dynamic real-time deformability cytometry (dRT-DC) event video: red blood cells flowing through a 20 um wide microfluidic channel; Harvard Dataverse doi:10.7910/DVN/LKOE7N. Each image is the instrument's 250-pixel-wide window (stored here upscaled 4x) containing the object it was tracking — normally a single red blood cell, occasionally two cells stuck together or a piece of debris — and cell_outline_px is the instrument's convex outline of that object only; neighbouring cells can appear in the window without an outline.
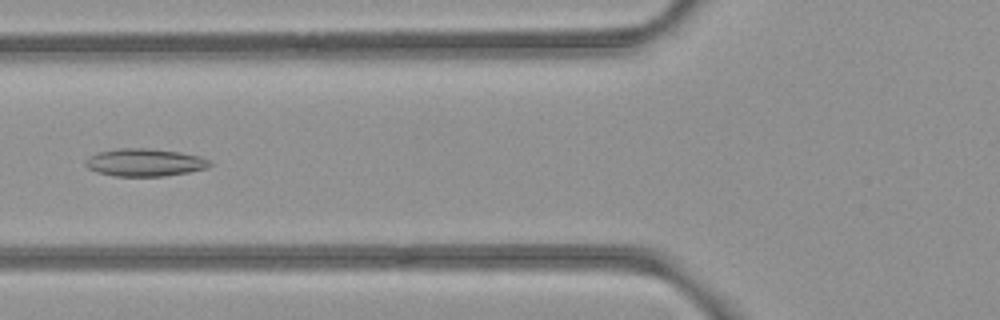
{"species": "common noctule bat (a hibernating species)", "species_latin": "Nyctalus noctula", "temperature_condition": "room temperature", "stored_images_in_passage": 6, "camera_frame_rate_fps": 3000, "um_per_image_px": 0.085, "animal": {"sex": "female", "body_mass_g": 21.9}, "frame": {"image": 1, "passage_image": 5, "time_ms": 1.333, "image_size_px": [1000, 320], "cell_outline_px": [[212, 164], [208, 168], [188, 172], [164, 176], [112, 176], [96, 172], [88, 168], [84, 164], [84, 160], [100, 152], [116, 148], [144, 148], [176, 152], [200, 156], [208, 160]], "centroid_in_image_um": [12.28, 13.82], "position_along_channel_um": 113.5, "area_um2": 19.88}}
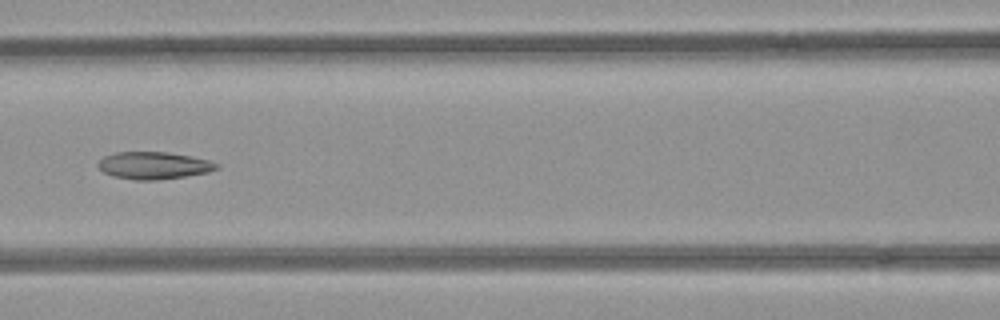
{"frame": {"image": 2, "passage_image": 6, "time_ms": 1.667, "image_size_px": [1000, 320], "cell_outline_px": [[220, 168], [208, 172], [184, 176], [156, 180], [136, 180], [112, 176], [104, 172], [96, 164], [104, 156], [116, 152], [168, 152], [208, 160], [220, 164]], "centroid_in_image_um": [13.06, 14.06], "position_along_channel_um": 153.5, "area_um2": 18.73}}